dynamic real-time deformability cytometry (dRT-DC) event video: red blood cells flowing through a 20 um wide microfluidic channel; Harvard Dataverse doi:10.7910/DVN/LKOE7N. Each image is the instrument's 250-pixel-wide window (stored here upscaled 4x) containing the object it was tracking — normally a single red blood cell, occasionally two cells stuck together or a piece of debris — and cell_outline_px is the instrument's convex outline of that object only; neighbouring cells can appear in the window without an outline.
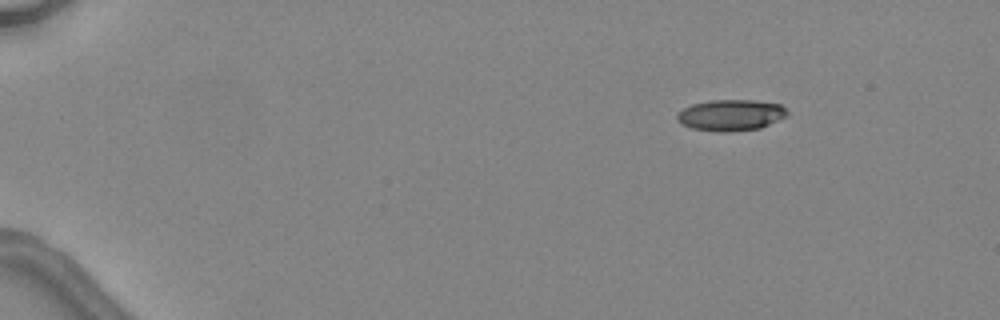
{"species": "common noctule bat (a hibernating species)", "species_latin": "Nyctalus noctula", "temperature_condition": "warm", "stored_images_in_passage": 3, "camera_frame_rate_fps": 3000, "um_per_image_px": 0.085, "animal": {"sex": "female", "body_mass_g": 24.6, "forearm_length_mm": 56.2}, "frame": {"image": 1, "passage_image": 1, "time_ms": 0.0, "image_size_px": [1000, 320], "cell_outline_px": [[788, 116], [760, 128], [732, 132], [720, 132], [692, 128], [676, 120], [676, 116], [684, 108], [692, 104], [712, 100], [752, 100], [780, 104], [788, 112]], "centroid_in_image_um": [62.14, 9.79], "position_along_channel_um": 22.9, "area_um2": 19.94}}